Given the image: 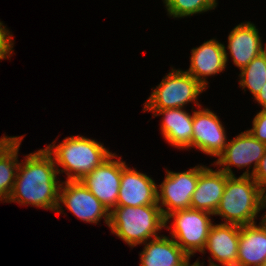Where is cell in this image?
I'll return each instance as SVG.
<instances>
[{"label": "cell", "instance_id": "16", "mask_svg": "<svg viewBox=\"0 0 266 266\" xmlns=\"http://www.w3.org/2000/svg\"><path fill=\"white\" fill-rule=\"evenodd\" d=\"M262 47L259 30L249 21L238 24L228 35L227 49L240 70L262 53Z\"/></svg>", "mask_w": 266, "mask_h": 266}, {"label": "cell", "instance_id": "6", "mask_svg": "<svg viewBox=\"0 0 266 266\" xmlns=\"http://www.w3.org/2000/svg\"><path fill=\"white\" fill-rule=\"evenodd\" d=\"M213 214L193 208L176 210L165 217V228L171 231V238L191 257L197 251H203L212 221ZM173 218L172 227L168 226Z\"/></svg>", "mask_w": 266, "mask_h": 266}, {"label": "cell", "instance_id": "13", "mask_svg": "<svg viewBox=\"0 0 266 266\" xmlns=\"http://www.w3.org/2000/svg\"><path fill=\"white\" fill-rule=\"evenodd\" d=\"M227 62L228 53L224 44L216 39H210L191 50L190 67L185 71L206 88V78L221 73Z\"/></svg>", "mask_w": 266, "mask_h": 266}, {"label": "cell", "instance_id": "8", "mask_svg": "<svg viewBox=\"0 0 266 266\" xmlns=\"http://www.w3.org/2000/svg\"><path fill=\"white\" fill-rule=\"evenodd\" d=\"M198 177L199 165L183 172L166 169L165 179L157 187L160 188L157 189V201L164 217L173 211L190 208Z\"/></svg>", "mask_w": 266, "mask_h": 266}, {"label": "cell", "instance_id": "9", "mask_svg": "<svg viewBox=\"0 0 266 266\" xmlns=\"http://www.w3.org/2000/svg\"><path fill=\"white\" fill-rule=\"evenodd\" d=\"M266 144L258 141L248 130L241 132L237 137L228 140L224 151L214 161L215 165H219L221 171L228 176H235L231 166L239 169L246 168L242 176H252L255 172L260 159L264 156ZM254 164L251 166V164ZM249 166V167H248ZM253 167L252 172L249 171Z\"/></svg>", "mask_w": 266, "mask_h": 266}, {"label": "cell", "instance_id": "14", "mask_svg": "<svg viewBox=\"0 0 266 266\" xmlns=\"http://www.w3.org/2000/svg\"><path fill=\"white\" fill-rule=\"evenodd\" d=\"M240 226L234 224H212L206 245L201 253L208 250L216 264L209 259V266H237Z\"/></svg>", "mask_w": 266, "mask_h": 266}, {"label": "cell", "instance_id": "20", "mask_svg": "<svg viewBox=\"0 0 266 266\" xmlns=\"http://www.w3.org/2000/svg\"><path fill=\"white\" fill-rule=\"evenodd\" d=\"M24 136L0 138V193L8 199L14 187L20 162L18 152Z\"/></svg>", "mask_w": 266, "mask_h": 266}, {"label": "cell", "instance_id": "12", "mask_svg": "<svg viewBox=\"0 0 266 266\" xmlns=\"http://www.w3.org/2000/svg\"><path fill=\"white\" fill-rule=\"evenodd\" d=\"M157 185L144 173L130 168L121 160V181L116 206L159 205L157 201Z\"/></svg>", "mask_w": 266, "mask_h": 266}, {"label": "cell", "instance_id": "30", "mask_svg": "<svg viewBox=\"0 0 266 266\" xmlns=\"http://www.w3.org/2000/svg\"><path fill=\"white\" fill-rule=\"evenodd\" d=\"M262 220L266 223V213L262 216Z\"/></svg>", "mask_w": 266, "mask_h": 266}, {"label": "cell", "instance_id": "26", "mask_svg": "<svg viewBox=\"0 0 266 266\" xmlns=\"http://www.w3.org/2000/svg\"><path fill=\"white\" fill-rule=\"evenodd\" d=\"M254 100L259 103V105L262 107V110H266V83L264 86H262V89L254 98Z\"/></svg>", "mask_w": 266, "mask_h": 266}, {"label": "cell", "instance_id": "4", "mask_svg": "<svg viewBox=\"0 0 266 266\" xmlns=\"http://www.w3.org/2000/svg\"><path fill=\"white\" fill-rule=\"evenodd\" d=\"M108 227L132 248L159 237L158 231L165 228V217L159 205L116 206L110 211Z\"/></svg>", "mask_w": 266, "mask_h": 266}, {"label": "cell", "instance_id": "17", "mask_svg": "<svg viewBox=\"0 0 266 266\" xmlns=\"http://www.w3.org/2000/svg\"><path fill=\"white\" fill-rule=\"evenodd\" d=\"M148 242V243H147ZM145 242L140 252V266H190V256L165 235Z\"/></svg>", "mask_w": 266, "mask_h": 266}, {"label": "cell", "instance_id": "15", "mask_svg": "<svg viewBox=\"0 0 266 266\" xmlns=\"http://www.w3.org/2000/svg\"><path fill=\"white\" fill-rule=\"evenodd\" d=\"M229 176L223 171L199 165V177L190 208L214 215L222 198Z\"/></svg>", "mask_w": 266, "mask_h": 266}, {"label": "cell", "instance_id": "27", "mask_svg": "<svg viewBox=\"0 0 266 266\" xmlns=\"http://www.w3.org/2000/svg\"><path fill=\"white\" fill-rule=\"evenodd\" d=\"M202 265H200L199 260H196V262H194L193 264H191L190 266H203V263H201Z\"/></svg>", "mask_w": 266, "mask_h": 266}, {"label": "cell", "instance_id": "1", "mask_svg": "<svg viewBox=\"0 0 266 266\" xmlns=\"http://www.w3.org/2000/svg\"><path fill=\"white\" fill-rule=\"evenodd\" d=\"M57 175L54 159L45 148L26 155L18 166L13 190L6 202L56 212L61 185Z\"/></svg>", "mask_w": 266, "mask_h": 266}, {"label": "cell", "instance_id": "5", "mask_svg": "<svg viewBox=\"0 0 266 266\" xmlns=\"http://www.w3.org/2000/svg\"><path fill=\"white\" fill-rule=\"evenodd\" d=\"M205 89L188 72L171 69L152 90L150 97L144 103L143 110L154 114L157 110L184 108L189 102H194L199 108L201 105L198 104L197 98Z\"/></svg>", "mask_w": 266, "mask_h": 266}, {"label": "cell", "instance_id": "2", "mask_svg": "<svg viewBox=\"0 0 266 266\" xmlns=\"http://www.w3.org/2000/svg\"><path fill=\"white\" fill-rule=\"evenodd\" d=\"M55 143L48 144L45 150L53 157L58 174L66 173V181L81 180L113 154L102 143L81 135Z\"/></svg>", "mask_w": 266, "mask_h": 266}, {"label": "cell", "instance_id": "29", "mask_svg": "<svg viewBox=\"0 0 266 266\" xmlns=\"http://www.w3.org/2000/svg\"><path fill=\"white\" fill-rule=\"evenodd\" d=\"M3 200H4V202L7 201V199L0 193V201H3Z\"/></svg>", "mask_w": 266, "mask_h": 266}, {"label": "cell", "instance_id": "28", "mask_svg": "<svg viewBox=\"0 0 266 266\" xmlns=\"http://www.w3.org/2000/svg\"><path fill=\"white\" fill-rule=\"evenodd\" d=\"M265 47H262V54L265 56L266 58V44L264 45Z\"/></svg>", "mask_w": 266, "mask_h": 266}, {"label": "cell", "instance_id": "24", "mask_svg": "<svg viewBox=\"0 0 266 266\" xmlns=\"http://www.w3.org/2000/svg\"><path fill=\"white\" fill-rule=\"evenodd\" d=\"M253 127L248 131L261 143L266 144V110H260L253 118Z\"/></svg>", "mask_w": 266, "mask_h": 266}, {"label": "cell", "instance_id": "7", "mask_svg": "<svg viewBox=\"0 0 266 266\" xmlns=\"http://www.w3.org/2000/svg\"><path fill=\"white\" fill-rule=\"evenodd\" d=\"M64 184V185H63ZM86 223L97 224L105 218V224L109 226L110 211L79 181H62L59 189V206L56 212L63 213L61 204Z\"/></svg>", "mask_w": 266, "mask_h": 266}, {"label": "cell", "instance_id": "11", "mask_svg": "<svg viewBox=\"0 0 266 266\" xmlns=\"http://www.w3.org/2000/svg\"><path fill=\"white\" fill-rule=\"evenodd\" d=\"M193 112L192 148L195 147L204 154L216 158L227 145L225 128L219 116L208 108L199 107Z\"/></svg>", "mask_w": 266, "mask_h": 266}, {"label": "cell", "instance_id": "21", "mask_svg": "<svg viewBox=\"0 0 266 266\" xmlns=\"http://www.w3.org/2000/svg\"><path fill=\"white\" fill-rule=\"evenodd\" d=\"M239 74V85L246 91L247 88L255 98L266 83V58L261 53L243 67Z\"/></svg>", "mask_w": 266, "mask_h": 266}, {"label": "cell", "instance_id": "25", "mask_svg": "<svg viewBox=\"0 0 266 266\" xmlns=\"http://www.w3.org/2000/svg\"><path fill=\"white\" fill-rule=\"evenodd\" d=\"M252 178L257 182L261 191L266 195V150L264 156L260 159Z\"/></svg>", "mask_w": 266, "mask_h": 266}, {"label": "cell", "instance_id": "3", "mask_svg": "<svg viewBox=\"0 0 266 266\" xmlns=\"http://www.w3.org/2000/svg\"><path fill=\"white\" fill-rule=\"evenodd\" d=\"M265 208L266 195L252 176H229L214 215L225 219L224 224L244 226L257 223V214Z\"/></svg>", "mask_w": 266, "mask_h": 266}, {"label": "cell", "instance_id": "19", "mask_svg": "<svg viewBox=\"0 0 266 266\" xmlns=\"http://www.w3.org/2000/svg\"><path fill=\"white\" fill-rule=\"evenodd\" d=\"M266 264V223L240 226L237 266Z\"/></svg>", "mask_w": 266, "mask_h": 266}, {"label": "cell", "instance_id": "22", "mask_svg": "<svg viewBox=\"0 0 266 266\" xmlns=\"http://www.w3.org/2000/svg\"><path fill=\"white\" fill-rule=\"evenodd\" d=\"M168 15L173 18L187 17L215 9L217 0H163Z\"/></svg>", "mask_w": 266, "mask_h": 266}, {"label": "cell", "instance_id": "23", "mask_svg": "<svg viewBox=\"0 0 266 266\" xmlns=\"http://www.w3.org/2000/svg\"><path fill=\"white\" fill-rule=\"evenodd\" d=\"M13 34L0 21V60L8 59L13 54Z\"/></svg>", "mask_w": 266, "mask_h": 266}, {"label": "cell", "instance_id": "18", "mask_svg": "<svg viewBox=\"0 0 266 266\" xmlns=\"http://www.w3.org/2000/svg\"><path fill=\"white\" fill-rule=\"evenodd\" d=\"M163 116L161 134L177 149H192L193 114L183 108L157 110L153 116Z\"/></svg>", "mask_w": 266, "mask_h": 266}, {"label": "cell", "instance_id": "10", "mask_svg": "<svg viewBox=\"0 0 266 266\" xmlns=\"http://www.w3.org/2000/svg\"><path fill=\"white\" fill-rule=\"evenodd\" d=\"M113 153L80 181L109 211L117 205L121 181V157ZM114 158V160H113Z\"/></svg>", "mask_w": 266, "mask_h": 266}]
</instances>
